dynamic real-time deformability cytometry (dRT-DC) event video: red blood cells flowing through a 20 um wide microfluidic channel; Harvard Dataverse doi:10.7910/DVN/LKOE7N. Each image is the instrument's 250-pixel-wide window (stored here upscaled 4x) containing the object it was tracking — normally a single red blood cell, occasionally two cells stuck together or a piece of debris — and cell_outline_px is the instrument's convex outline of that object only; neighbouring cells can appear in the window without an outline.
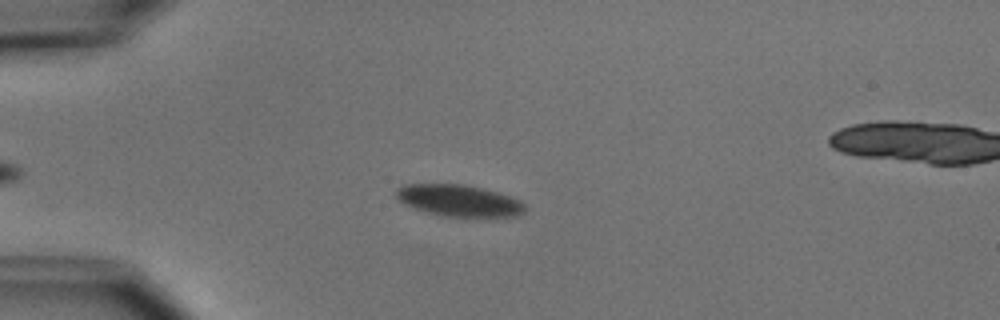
{"species": "common noctule bat (a hibernating species)", "species_latin": "Nyctalus noctula", "temperature_condition": "cold", "stored_images_in_passage": 47, "camera_frame_rate_fps": 3000, "um_per_image_px": 0.085, "animal": {"sex": "male", "body_mass_g": 15.6}, "frame": {"image": 1, "passage_image": 12, "time_ms": 3.667, "image_size_px": [1000, 320], "cell_outline_px": [[524, 212], [516, 216], [440, 216], [416, 208], [400, 200], [396, 196], [396, 188], [404, 184], [464, 184], [484, 188], [520, 200], [524, 204]], "centroid_in_image_um": [39.01, 17.03], "position_along_channel_um": 46.0, "area_um2": 23.35}}
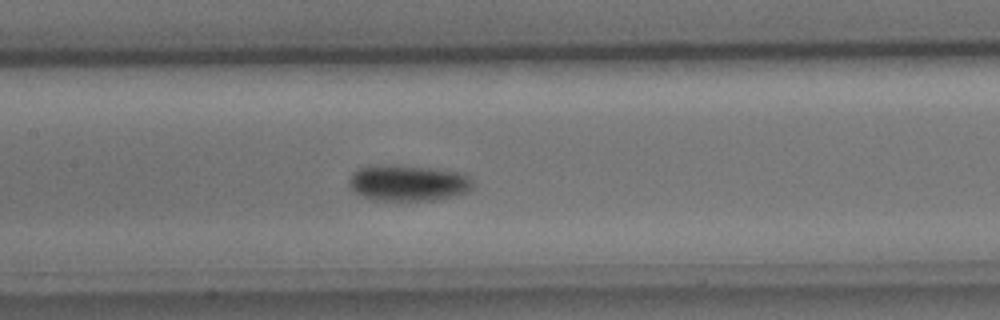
{"frame": {"image": 2, "passage_image": 24, "time_ms": 7.667, "image_size_px": [1000, 320], "cell_outline_px": [[472, 188], [456, 196], [436, 200], [372, 200], [356, 192], [348, 184], [348, 180], [352, 172], [360, 168], [384, 164], [392, 164], [432, 168], [464, 172], [472, 180]], "centroid_in_image_um": [34.7, 15.54], "position_along_channel_um": 172.7, "area_um2": 26.18}}
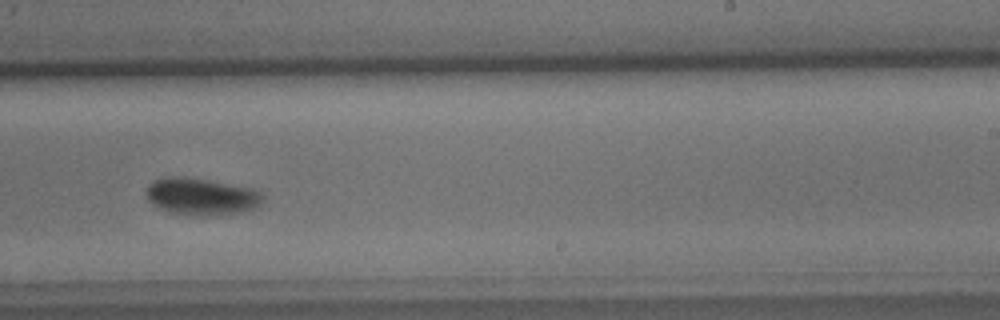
{"frame": {"image": 3, "passage_image": 32, "time_ms": 10.333, "image_size_px": [1000, 320], "cell_outline_px": [[264, 196], [260, 204], [252, 208], [240, 212], [208, 216], [196, 216], [172, 212], [160, 208], [144, 192], [148, 184], [152, 180], [164, 176], [184, 176], [208, 180], [252, 188], [260, 192]], "centroid_in_image_um": [17.09, 16.68], "position_along_channel_um": 271.9, "area_um2": 25.03}, "authors_computed_cell_mechanics": {"area_um2": 23.987, "velocity_mm_per_s": 3.7237, "shape_relaxation_time_tau1_ms": 3.8166, "shape_relaxation_time_tau2_ms": null, "deformation_change_tau1": 0.0903, "deformation_change_tau2": null}}